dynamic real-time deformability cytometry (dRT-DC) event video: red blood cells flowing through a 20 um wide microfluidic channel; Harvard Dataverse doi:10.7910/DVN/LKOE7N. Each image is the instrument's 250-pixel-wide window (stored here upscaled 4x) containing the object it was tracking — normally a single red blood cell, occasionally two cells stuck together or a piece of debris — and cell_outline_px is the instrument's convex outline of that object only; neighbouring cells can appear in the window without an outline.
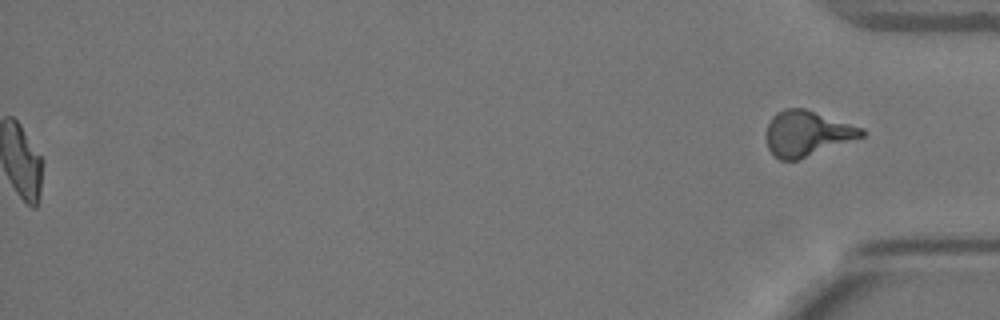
{"species": "Egyptian fruit bat (a non-hibernating species)", "species_latin": "Rousettus aegyptiacus", "temperature_condition": "warm", "stored_images_in_passage": 44, "segment_of_instrument_passage": [2, 2], "camera_frame_rate_fps": 3000, "um_per_image_px": 0.085, "animal": {"sex": "female"}, "frame": {"image": 1, "passage_image": 44, "time_ms": 14.333, "image_size_px": [1000, 320], "cell_outline_px": [[868, 132], [864, 136], [796, 160], [780, 160], [768, 148], [768, 124], [772, 116], [776, 112], [784, 108], [804, 108], [864, 128]], "centroid_in_image_um": [68.62, 11.32], "position_along_channel_um": 366.6, "area_um2": 24.8}}